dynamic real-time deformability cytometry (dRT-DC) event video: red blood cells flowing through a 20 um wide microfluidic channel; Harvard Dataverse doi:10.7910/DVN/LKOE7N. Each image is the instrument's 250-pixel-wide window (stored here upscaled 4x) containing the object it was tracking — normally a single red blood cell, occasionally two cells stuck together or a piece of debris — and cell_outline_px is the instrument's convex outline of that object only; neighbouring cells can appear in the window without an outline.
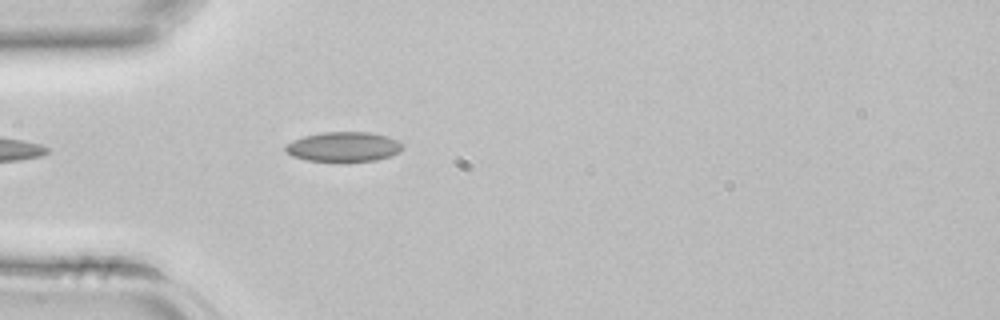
{"species": "common noctule bat (a hibernating species)", "species_latin": "Nyctalus noctula", "temperature_condition": "room temperature", "stored_images_in_passage": 17, "camera_frame_rate_fps": 3000, "um_per_image_px": 0.085, "animal": {"sex": "female", "body_mass_g": 22.7, "forearm_length_mm": 54.2}, "frame": {"image": 1, "passage_image": 1, "time_ms": 0.0, "image_size_px": [1000, 320], "cell_outline_px": [[404, 148], [400, 152], [376, 160], [308, 160], [292, 156], [284, 152], [284, 144], [292, 140], [304, 136], [320, 132], [368, 132], [388, 136], [404, 144]], "centroid_in_image_um": [29.18, 12.45], "position_along_channel_um": 55.8, "area_um2": 20.17}}
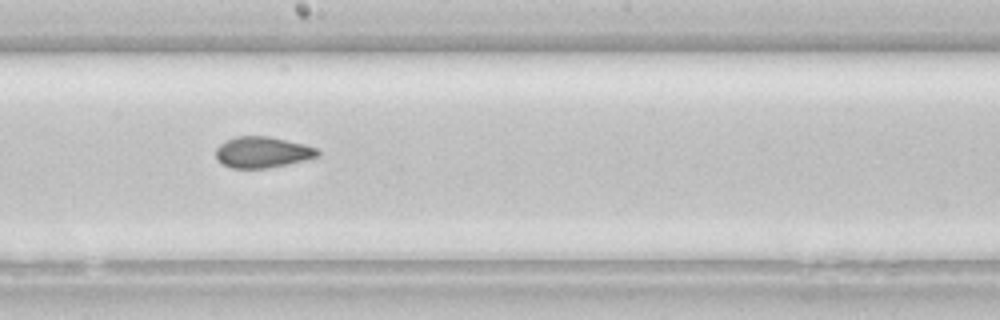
{"frame": {"image": 2, "passage_image": 12, "time_ms": 3.667, "image_size_px": [1000, 320], "cell_outline_px": [[320, 156], [288, 164], [268, 168], [232, 168], [216, 160], [216, 148], [220, 144], [236, 136], [268, 136], [304, 144], [316, 148], [320, 152]], "centroid_in_image_um": [22.31, 12.94], "position_along_channel_um": 225.9, "area_um2": 18.38}}